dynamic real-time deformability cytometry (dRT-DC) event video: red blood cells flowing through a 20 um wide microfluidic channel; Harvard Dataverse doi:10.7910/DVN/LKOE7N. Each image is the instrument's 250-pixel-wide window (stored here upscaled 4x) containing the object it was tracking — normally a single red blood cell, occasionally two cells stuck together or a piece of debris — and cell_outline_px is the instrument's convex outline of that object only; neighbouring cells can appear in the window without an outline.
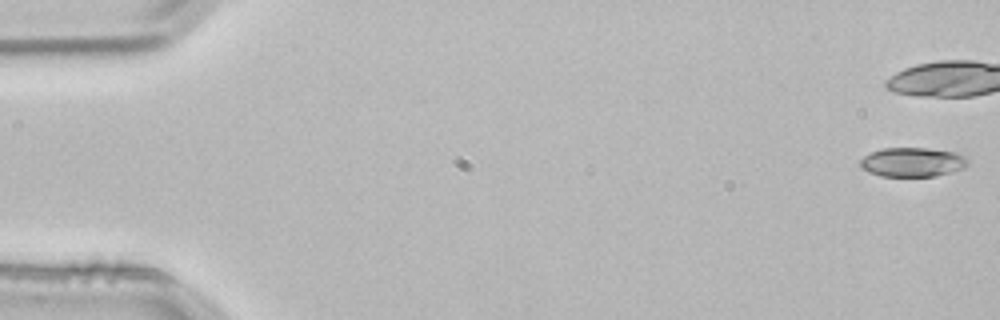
{"species": "common noctule bat (a hibernating species)", "species_latin": "Nyctalus noctula", "temperature_condition": "room temperature", "stored_images_in_passage": 5, "camera_frame_rate_fps": 3000, "um_per_image_px": 0.085, "animal": {"sex": "male", "body_mass_g": 21.5, "forearm_length_mm": 52.0}, "frame": {"image": 1, "passage_image": 1, "time_ms": 0.0, "image_size_px": [1000, 320], "cell_outline_px": [[968, 164], [964, 168], [936, 176], [880, 176], [868, 172], [860, 168], [860, 160], [864, 156], [872, 152], [884, 148], [928, 148], [956, 152], [964, 156], [968, 160]], "centroid_in_image_um": [77.55, 13.78], "position_along_channel_um": 7.4, "area_um2": 18.38}}
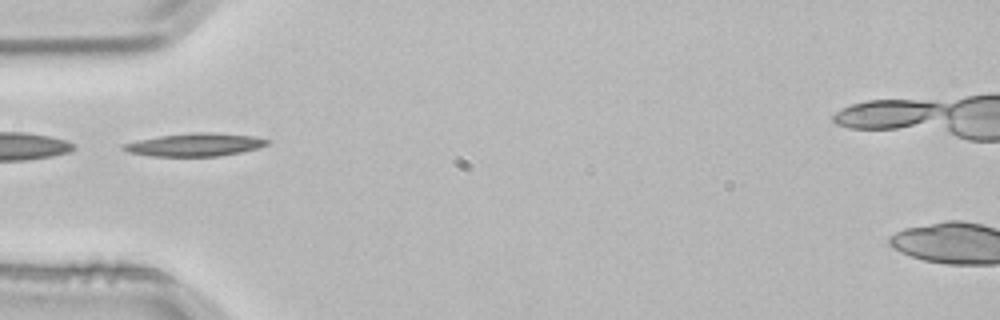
{"frame": {"image": 2, "passage_image": 5, "time_ms": 1.333, "image_size_px": [1000, 320], "cell_outline_px": [[268, 144], [256, 148], [240, 152], [220, 156], [152, 156], [128, 152], [120, 148], [120, 144], [136, 140], [160, 136], [192, 132], [212, 132], [252, 136], [268, 140]], "centroid_in_image_um": [16.49, 12.3], "position_along_channel_um": 68.5, "area_um2": 19.19}}